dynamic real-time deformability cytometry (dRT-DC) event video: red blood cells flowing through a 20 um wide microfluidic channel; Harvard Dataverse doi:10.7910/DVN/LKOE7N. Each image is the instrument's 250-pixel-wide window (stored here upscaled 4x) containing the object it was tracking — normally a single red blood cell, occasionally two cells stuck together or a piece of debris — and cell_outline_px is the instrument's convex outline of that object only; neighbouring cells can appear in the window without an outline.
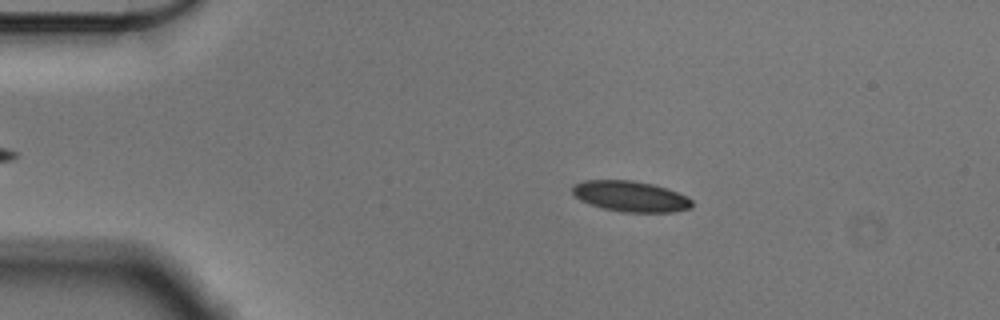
{"species": "Egyptian fruit bat (a non-hibernating species)", "species_latin": "Rousettus aegyptiacus", "temperature_condition": "cold", "stored_images_in_passage": 56, "camera_frame_rate_fps": 3000, "um_per_image_px": 0.085, "animal": {"sex": "male"}, "frame": {"image": 1, "passage_image": 10, "time_ms": 3.0, "image_size_px": [1000, 320], "cell_outline_px": [[692, 208], [672, 212], [624, 212], [604, 208], [588, 204], [580, 200], [572, 192], [572, 184], [584, 180], [632, 180], [652, 184], [668, 188], [688, 196], [692, 200]], "centroid_in_image_um": [53.6, 16.68], "position_along_channel_um": 31.4, "area_um2": 21.56}}
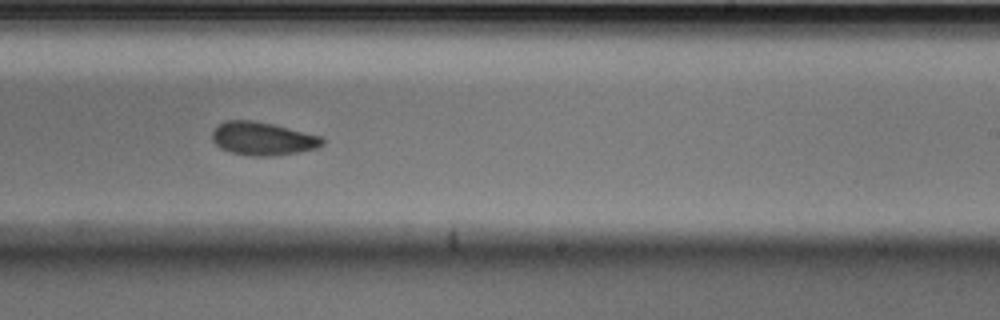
{"frame": {"image": 2, "passage_image": 34, "time_ms": 11.0, "image_size_px": [1000, 320], "cell_outline_px": [[324, 144], [316, 148], [300, 152], [272, 156], [248, 156], [232, 152], [220, 148], [212, 140], [212, 132], [216, 124], [224, 120], [252, 120], [272, 124], [320, 136], [324, 140]], "centroid_in_image_um": [22.28, 11.78], "position_along_channel_um": 266.7, "area_um2": 21.39}}
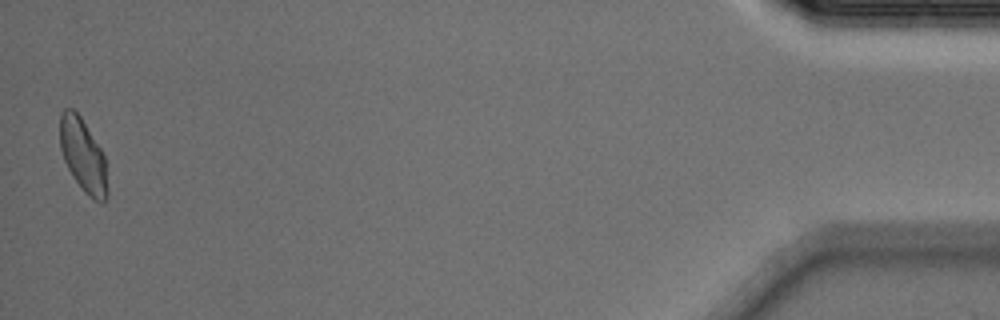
{"frame": {"image": 3, "passage_image": 55, "time_ms": 18.0, "image_size_px": [1000, 320], "cell_outline_px": [[108, 196], [104, 204], [100, 204], [88, 196], [84, 192], [72, 176], [64, 160], [60, 148], [60, 112], [64, 108], [72, 108], [80, 116], [100, 148], [104, 156], [108, 188]], "centroid_in_image_um": [7.07, 13.26], "position_along_channel_um": 428.1, "area_um2": 20.4}, "authors_computed_cell_mechanics": {"area_um2": 21.2704, "velocity_mm_per_s": 3.5694, "shape_relaxation_time_tau1_ms": 3.4302, "shape_relaxation_time_tau2_ms": 3.029, "deformation_change_tau1": 0.0866, "deformation_change_tau2": 0.0725}}